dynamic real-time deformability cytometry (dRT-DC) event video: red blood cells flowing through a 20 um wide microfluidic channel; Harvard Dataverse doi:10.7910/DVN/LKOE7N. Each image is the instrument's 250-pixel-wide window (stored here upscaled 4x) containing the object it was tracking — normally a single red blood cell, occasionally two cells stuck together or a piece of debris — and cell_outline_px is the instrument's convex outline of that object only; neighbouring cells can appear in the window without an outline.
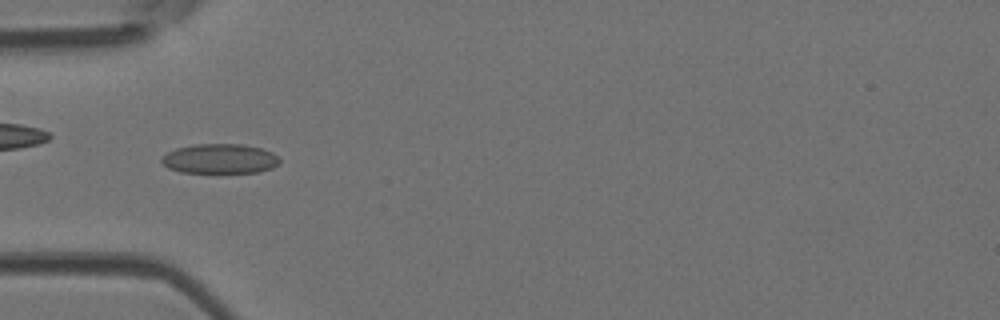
{"species": "Egyptian fruit bat (a non-hibernating species)", "species_latin": "Rousettus aegyptiacus", "temperature_condition": "room temperature", "stored_images_in_passage": 5, "camera_frame_rate_fps": 3000, "um_per_image_px": 0.085, "animal": {"sex": "female"}, "frame": {"image": 1, "passage_image": 5, "time_ms": 1.333, "image_size_px": [1000, 320], "cell_outline_px": [[280, 164], [272, 168], [260, 172], [180, 172], [168, 168], [160, 160], [160, 156], [176, 148], [196, 144], [240, 144], [260, 148], [272, 152], [280, 160]], "centroid_in_image_um": [18.67, 13.49], "position_along_channel_um": 66.3, "area_um2": 20.4}}